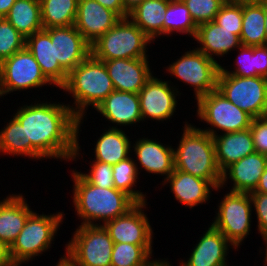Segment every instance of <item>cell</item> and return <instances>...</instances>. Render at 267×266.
I'll return each instance as SVG.
<instances>
[{"mask_svg": "<svg viewBox=\"0 0 267 266\" xmlns=\"http://www.w3.org/2000/svg\"><path fill=\"white\" fill-rule=\"evenodd\" d=\"M135 161H138L144 171L149 174H160L168 178L174 171V150L170 145H163V143L156 142L154 139L141 138L137 139L132 145Z\"/></svg>", "mask_w": 267, "mask_h": 266, "instance_id": "obj_23", "label": "cell"}, {"mask_svg": "<svg viewBox=\"0 0 267 266\" xmlns=\"http://www.w3.org/2000/svg\"><path fill=\"white\" fill-rule=\"evenodd\" d=\"M255 152L267 156V116L253 118L250 126Z\"/></svg>", "mask_w": 267, "mask_h": 266, "instance_id": "obj_41", "label": "cell"}, {"mask_svg": "<svg viewBox=\"0 0 267 266\" xmlns=\"http://www.w3.org/2000/svg\"><path fill=\"white\" fill-rule=\"evenodd\" d=\"M264 6V13H265V33L267 38V3L262 4Z\"/></svg>", "mask_w": 267, "mask_h": 266, "instance_id": "obj_52", "label": "cell"}, {"mask_svg": "<svg viewBox=\"0 0 267 266\" xmlns=\"http://www.w3.org/2000/svg\"><path fill=\"white\" fill-rule=\"evenodd\" d=\"M0 266H15L9 254V247L2 241H0Z\"/></svg>", "mask_w": 267, "mask_h": 266, "instance_id": "obj_44", "label": "cell"}, {"mask_svg": "<svg viewBox=\"0 0 267 266\" xmlns=\"http://www.w3.org/2000/svg\"><path fill=\"white\" fill-rule=\"evenodd\" d=\"M238 52L239 56H237L234 70L228 71L221 66L220 70L223 73L240 77L261 76L267 78V44L260 46L241 45Z\"/></svg>", "mask_w": 267, "mask_h": 266, "instance_id": "obj_30", "label": "cell"}, {"mask_svg": "<svg viewBox=\"0 0 267 266\" xmlns=\"http://www.w3.org/2000/svg\"><path fill=\"white\" fill-rule=\"evenodd\" d=\"M243 4H223L213 22L227 30H236L240 37L242 31Z\"/></svg>", "mask_w": 267, "mask_h": 266, "instance_id": "obj_39", "label": "cell"}, {"mask_svg": "<svg viewBox=\"0 0 267 266\" xmlns=\"http://www.w3.org/2000/svg\"><path fill=\"white\" fill-rule=\"evenodd\" d=\"M73 207L81 225H104L124 215L137 202L125 192L112 188H101L89 183L78 171L72 170ZM99 223H95V222ZM102 221V224L100 223Z\"/></svg>", "mask_w": 267, "mask_h": 266, "instance_id": "obj_2", "label": "cell"}, {"mask_svg": "<svg viewBox=\"0 0 267 266\" xmlns=\"http://www.w3.org/2000/svg\"><path fill=\"white\" fill-rule=\"evenodd\" d=\"M25 47L34 56L45 78L59 89L66 82L68 73L55 60L54 43L43 29L26 38Z\"/></svg>", "mask_w": 267, "mask_h": 266, "instance_id": "obj_22", "label": "cell"}, {"mask_svg": "<svg viewBox=\"0 0 267 266\" xmlns=\"http://www.w3.org/2000/svg\"><path fill=\"white\" fill-rule=\"evenodd\" d=\"M262 239L265 241L264 243L266 244V249H265V262H264V265L266 266L267 265V231L262 235Z\"/></svg>", "mask_w": 267, "mask_h": 266, "instance_id": "obj_51", "label": "cell"}, {"mask_svg": "<svg viewBox=\"0 0 267 266\" xmlns=\"http://www.w3.org/2000/svg\"><path fill=\"white\" fill-rule=\"evenodd\" d=\"M103 7L108 8L117 13L121 18H127L129 12L124 8L122 0H95Z\"/></svg>", "mask_w": 267, "mask_h": 266, "instance_id": "obj_43", "label": "cell"}, {"mask_svg": "<svg viewBox=\"0 0 267 266\" xmlns=\"http://www.w3.org/2000/svg\"><path fill=\"white\" fill-rule=\"evenodd\" d=\"M212 138L215 146L216 163L221 172L232 163L255 153L250 128L242 131L222 133L221 135L217 134Z\"/></svg>", "mask_w": 267, "mask_h": 266, "instance_id": "obj_25", "label": "cell"}, {"mask_svg": "<svg viewBox=\"0 0 267 266\" xmlns=\"http://www.w3.org/2000/svg\"><path fill=\"white\" fill-rule=\"evenodd\" d=\"M43 29L75 24L78 0H39Z\"/></svg>", "mask_w": 267, "mask_h": 266, "instance_id": "obj_32", "label": "cell"}, {"mask_svg": "<svg viewBox=\"0 0 267 266\" xmlns=\"http://www.w3.org/2000/svg\"><path fill=\"white\" fill-rule=\"evenodd\" d=\"M22 194H12L0 201V241L9 248L33 212Z\"/></svg>", "mask_w": 267, "mask_h": 266, "instance_id": "obj_26", "label": "cell"}, {"mask_svg": "<svg viewBox=\"0 0 267 266\" xmlns=\"http://www.w3.org/2000/svg\"><path fill=\"white\" fill-rule=\"evenodd\" d=\"M147 266H171L170 262L167 261V259H159L158 260L155 258L152 259V261L147 265Z\"/></svg>", "mask_w": 267, "mask_h": 266, "instance_id": "obj_48", "label": "cell"}, {"mask_svg": "<svg viewBox=\"0 0 267 266\" xmlns=\"http://www.w3.org/2000/svg\"><path fill=\"white\" fill-rule=\"evenodd\" d=\"M241 44L260 46L267 44L265 13L262 4L243 3Z\"/></svg>", "mask_w": 267, "mask_h": 266, "instance_id": "obj_31", "label": "cell"}, {"mask_svg": "<svg viewBox=\"0 0 267 266\" xmlns=\"http://www.w3.org/2000/svg\"><path fill=\"white\" fill-rule=\"evenodd\" d=\"M26 38L5 18H0V63L25 48Z\"/></svg>", "mask_w": 267, "mask_h": 266, "instance_id": "obj_37", "label": "cell"}, {"mask_svg": "<svg viewBox=\"0 0 267 266\" xmlns=\"http://www.w3.org/2000/svg\"><path fill=\"white\" fill-rule=\"evenodd\" d=\"M113 240L102 225H80L66 244L74 266H111Z\"/></svg>", "mask_w": 267, "mask_h": 266, "instance_id": "obj_7", "label": "cell"}, {"mask_svg": "<svg viewBox=\"0 0 267 266\" xmlns=\"http://www.w3.org/2000/svg\"><path fill=\"white\" fill-rule=\"evenodd\" d=\"M163 185L169 183L170 190L174 194V198L178 202L189 206V208L206 203L211 197V190L218 191L220 187L216 188L210 181L184 173L180 170L174 169L168 178L162 181Z\"/></svg>", "mask_w": 267, "mask_h": 266, "instance_id": "obj_21", "label": "cell"}, {"mask_svg": "<svg viewBox=\"0 0 267 266\" xmlns=\"http://www.w3.org/2000/svg\"><path fill=\"white\" fill-rule=\"evenodd\" d=\"M74 98L69 106L77 119V139L88 106L96 108L115 89L103 61L90 54L68 73L60 88ZM75 104V106H74ZM74 106V107H73Z\"/></svg>", "mask_w": 267, "mask_h": 266, "instance_id": "obj_3", "label": "cell"}, {"mask_svg": "<svg viewBox=\"0 0 267 266\" xmlns=\"http://www.w3.org/2000/svg\"><path fill=\"white\" fill-rule=\"evenodd\" d=\"M168 82L169 80L162 81L152 75L138 93L142 121L148 118L153 121H166L174 115L178 104L177 96L181 93L177 91V87L170 85L171 81Z\"/></svg>", "mask_w": 267, "mask_h": 266, "instance_id": "obj_13", "label": "cell"}, {"mask_svg": "<svg viewBox=\"0 0 267 266\" xmlns=\"http://www.w3.org/2000/svg\"><path fill=\"white\" fill-rule=\"evenodd\" d=\"M267 167V156L260 153H253L243 157L241 160L232 163L222 172L220 188H223L230 179L233 184L230 191L251 193L255 191L261 175Z\"/></svg>", "mask_w": 267, "mask_h": 266, "instance_id": "obj_19", "label": "cell"}, {"mask_svg": "<svg viewBox=\"0 0 267 266\" xmlns=\"http://www.w3.org/2000/svg\"><path fill=\"white\" fill-rule=\"evenodd\" d=\"M254 192L267 194V167L264 173L261 175L258 186Z\"/></svg>", "mask_w": 267, "mask_h": 266, "instance_id": "obj_46", "label": "cell"}, {"mask_svg": "<svg viewBox=\"0 0 267 266\" xmlns=\"http://www.w3.org/2000/svg\"><path fill=\"white\" fill-rule=\"evenodd\" d=\"M166 71L183 83L194 88L196 100L217 89L221 64L197 48L186 51L179 59L168 65Z\"/></svg>", "mask_w": 267, "mask_h": 266, "instance_id": "obj_11", "label": "cell"}, {"mask_svg": "<svg viewBox=\"0 0 267 266\" xmlns=\"http://www.w3.org/2000/svg\"><path fill=\"white\" fill-rule=\"evenodd\" d=\"M194 39L200 44L196 48L215 61L213 56L223 57L242 45L236 30H227L213 21L198 25Z\"/></svg>", "mask_w": 267, "mask_h": 266, "instance_id": "obj_24", "label": "cell"}, {"mask_svg": "<svg viewBox=\"0 0 267 266\" xmlns=\"http://www.w3.org/2000/svg\"><path fill=\"white\" fill-rule=\"evenodd\" d=\"M69 106L46 101L17 109L14 117L24 127L26 142H31V159L76 161L81 154L77 139L78 118Z\"/></svg>", "mask_w": 267, "mask_h": 266, "instance_id": "obj_1", "label": "cell"}, {"mask_svg": "<svg viewBox=\"0 0 267 266\" xmlns=\"http://www.w3.org/2000/svg\"><path fill=\"white\" fill-rule=\"evenodd\" d=\"M246 3L263 4V3H267V0H246Z\"/></svg>", "mask_w": 267, "mask_h": 266, "instance_id": "obj_53", "label": "cell"}, {"mask_svg": "<svg viewBox=\"0 0 267 266\" xmlns=\"http://www.w3.org/2000/svg\"><path fill=\"white\" fill-rule=\"evenodd\" d=\"M149 58L101 60L116 91L138 94L152 77Z\"/></svg>", "mask_w": 267, "mask_h": 266, "instance_id": "obj_16", "label": "cell"}, {"mask_svg": "<svg viewBox=\"0 0 267 266\" xmlns=\"http://www.w3.org/2000/svg\"><path fill=\"white\" fill-rule=\"evenodd\" d=\"M249 194L258 220V233L262 236L267 231V194L254 191Z\"/></svg>", "mask_w": 267, "mask_h": 266, "instance_id": "obj_42", "label": "cell"}, {"mask_svg": "<svg viewBox=\"0 0 267 266\" xmlns=\"http://www.w3.org/2000/svg\"><path fill=\"white\" fill-rule=\"evenodd\" d=\"M56 266H74V265L72 264V262L65 255H63L59 259V261L56 264Z\"/></svg>", "mask_w": 267, "mask_h": 266, "instance_id": "obj_49", "label": "cell"}, {"mask_svg": "<svg viewBox=\"0 0 267 266\" xmlns=\"http://www.w3.org/2000/svg\"><path fill=\"white\" fill-rule=\"evenodd\" d=\"M152 245L114 243L111 266H147L153 259Z\"/></svg>", "mask_w": 267, "mask_h": 266, "instance_id": "obj_36", "label": "cell"}, {"mask_svg": "<svg viewBox=\"0 0 267 266\" xmlns=\"http://www.w3.org/2000/svg\"><path fill=\"white\" fill-rule=\"evenodd\" d=\"M146 203H137L124 215L118 216L103 225L113 243L153 244V230L143 209L146 208Z\"/></svg>", "mask_w": 267, "mask_h": 266, "instance_id": "obj_14", "label": "cell"}, {"mask_svg": "<svg viewBox=\"0 0 267 266\" xmlns=\"http://www.w3.org/2000/svg\"><path fill=\"white\" fill-rule=\"evenodd\" d=\"M105 131V132H104ZM94 147L95 160L107 164H117L131 156L132 145L122 128L104 130Z\"/></svg>", "mask_w": 267, "mask_h": 266, "instance_id": "obj_28", "label": "cell"}, {"mask_svg": "<svg viewBox=\"0 0 267 266\" xmlns=\"http://www.w3.org/2000/svg\"><path fill=\"white\" fill-rule=\"evenodd\" d=\"M136 163L137 162L130 156L112 165L114 185L116 189L125 192L137 203L147 202L146 194L133 189V187L136 186L137 179H139L138 174L140 175V172L138 169H142L138 167Z\"/></svg>", "mask_w": 267, "mask_h": 266, "instance_id": "obj_35", "label": "cell"}, {"mask_svg": "<svg viewBox=\"0 0 267 266\" xmlns=\"http://www.w3.org/2000/svg\"><path fill=\"white\" fill-rule=\"evenodd\" d=\"M64 214L44 215L33 211L27 218L25 225L11 247L9 254L15 266L29 262L51 248L52 241L60 229Z\"/></svg>", "mask_w": 267, "mask_h": 266, "instance_id": "obj_6", "label": "cell"}, {"mask_svg": "<svg viewBox=\"0 0 267 266\" xmlns=\"http://www.w3.org/2000/svg\"><path fill=\"white\" fill-rule=\"evenodd\" d=\"M52 85L40 66L25 47L0 63V93L3 97L13 91H22Z\"/></svg>", "mask_w": 267, "mask_h": 266, "instance_id": "obj_12", "label": "cell"}, {"mask_svg": "<svg viewBox=\"0 0 267 266\" xmlns=\"http://www.w3.org/2000/svg\"><path fill=\"white\" fill-rule=\"evenodd\" d=\"M197 25L182 0H170L164 19V36L176 33L187 34L193 39L197 33Z\"/></svg>", "mask_w": 267, "mask_h": 266, "instance_id": "obj_34", "label": "cell"}, {"mask_svg": "<svg viewBox=\"0 0 267 266\" xmlns=\"http://www.w3.org/2000/svg\"><path fill=\"white\" fill-rule=\"evenodd\" d=\"M0 153L31 158V142H26L24 127L14 116L0 130Z\"/></svg>", "mask_w": 267, "mask_h": 266, "instance_id": "obj_33", "label": "cell"}, {"mask_svg": "<svg viewBox=\"0 0 267 266\" xmlns=\"http://www.w3.org/2000/svg\"><path fill=\"white\" fill-rule=\"evenodd\" d=\"M5 19L25 38L43 30L39 0H16Z\"/></svg>", "mask_w": 267, "mask_h": 266, "instance_id": "obj_29", "label": "cell"}, {"mask_svg": "<svg viewBox=\"0 0 267 266\" xmlns=\"http://www.w3.org/2000/svg\"><path fill=\"white\" fill-rule=\"evenodd\" d=\"M197 118L211 126L201 129L212 137L250 128L252 117L226 99L217 89L197 99Z\"/></svg>", "mask_w": 267, "mask_h": 266, "instance_id": "obj_9", "label": "cell"}, {"mask_svg": "<svg viewBox=\"0 0 267 266\" xmlns=\"http://www.w3.org/2000/svg\"><path fill=\"white\" fill-rule=\"evenodd\" d=\"M121 17L95 0H78L75 28L92 45L110 30Z\"/></svg>", "mask_w": 267, "mask_h": 266, "instance_id": "obj_17", "label": "cell"}, {"mask_svg": "<svg viewBox=\"0 0 267 266\" xmlns=\"http://www.w3.org/2000/svg\"><path fill=\"white\" fill-rule=\"evenodd\" d=\"M54 43L55 60L69 73L91 54V45L74 25L44 29Z\"/></svg>", "mask_w": 267, "mask_h": 266, "instance_id": "obj_15", "label": "cell"}, {"mask_svg": "<svg viewBox=\"0 0 267 266\" xmlns=\"http://www.w3.org/2000/svg\"><path fill=\"white\" fill-rule=\"evenodd\" d=\"M95 110L114 124L110 128H118L115 124L131 126L142 121L139 94L131 92L114 90Z\"/></svg>", "mask_w": 267, "mask_h": 266, "instance_id": "obj_20", "label": "cell"}, {"mask_svg": "<svg viewBox=\"0 0 267 266\" xmlns=\"http://www.w3.org/2000/svg\"><path fill=\"white\" fill-rule=\"evenodd\" d=\"M152 42L129 17L121 18L91 45V54L98 60L148 58Z\"/></svg>", "mask_w": 267, "mask_h": 266, "instance_id": "obj_5", "label": "cell"}, {"mask_svg": "<svg viewBox=\"0 0 267 266\" xmlns=\"http://www.w3.org/2000/svg\"><path fill=\"white\" fill-rule=\"evenodd\" d=\"M16 0H0V18H5Z\"/></svg>", "mask_w": 267, "mask_h": 266, "instance_id": "obj_45", "label": "cell"}, {"mask_svg": "<svg viewBox=\"0 0 267 266\" xmlns=\"http://www.w3.org/2000/svg\"><path fill=\"white\" fill-rule=\"evenodd\" d=\"M170 0H144L129 12V18L153 41L164 35V19Z\"/></svg>", "mask_w": 267, "mask_h": 266, "instance_id": "obj_27", "label": "cell"}, {"mask_svg": "<svg viewBox=\"0 0 267 266\" xmlns=\"http://www.w3.org/2000/svg\"><path fill=\"white\" fill-rule=\"evenodd\" d=\"M217 215L211 223L236 248L250 234L252 200L249 193H226L218 204Z\"/></svg>", "mask_w": 267, "mask_h": 266, "instance_id": "obj_10", "label": "cell"}, {"mask_svg": "<svg viewBox=\"0 0 267 266\" xmlns=\"http://www.w3.org/2000/svg\"><path fill=\"white\" fill-rule=\"evenodd\" d=\"M89 173L79 172L89 183L101 188L115 187L113 180L112 165L99 161H90Z\"/></svg>", "mask_w": 267, "mask_h": 266, "instance_id": "obj_40", "label": "cell"}, {"mask_svg": "<svg viewBox=\"0 0 267 266\" xmlns=\"http://www.w3.org/2000/svg\"><path fill=\"white\" fill-rule=\"evenodd\" d=\"M217 90L252 118L267 114V78L240 77L219 71Z\"/></svg>", "mask_w": 267, "mask_h": 266, "instance_id": "obj_8", "label": "cell"}, {"mask_svg": "<svg viewBox=\"0 0 267 266\" xmlns=\"http://www.w3.org/2000/svg\"><path fill=\"white\" fill-rule=\"evenodd\" d=\"M224 4H229V3H233V4H243L246 3V0H221Z\"/></svg>", "mask_w": 267, "mask_h": 266, "instance_id": "obj_50", "label": "cell"}, {"mask_svg": "<svg viewBox=\"0 0 267 266\" xmlns=\"http://www.w3.org/2000/svg\"><path fill=\"white\" fill-rule=\"evenodd\" d=\"M144 0H122L124 8L130 12L138 4L142 3Z\"/></svg>", "mask_w": 267, "mask_h": 266, "instance_id": "obj_47", "label": "cell"}, {"mask_svg": "<svg viewBox=\"0 0 267 266\" xmlns=\"http://www.w3.org/2000/svg\"><path fill=\"white\" fill-rule=\"evenodd\" d=\"M179 146L174 150V167L184 173L210 181L220 187L222 172L219 170L213 138L191 123L183 127Z\"/></svg>", "mask_w": 267, "mask_h": 266, "instance_id": "obj_4", "label": "cell"}, {"mask_svg": "<svg viewBox=\"0 0 267 266\" xmlns=\"http://www.w3.org/2000/svg\"><path fill=\"white\" fill-rule=\"evenodd\" d=\"M190 12L191 18L198 26L211 22L224 4L221 0H182Z\"/></svg>", "mask_w": 267, "mask_h": 266, "instance_id": "obj_38", "label": "cell"}, {"mask_svg": "<svg viewBox=\"0 0 267 266\" xmlns=\"http://www.w3.org/2000/svg\"><path fill=\"white\" fill-rule=\"evenodd\" d=\"M236 249L225 236L212 224L190 253V257L182 260L180 266H229L227 255L229 247ZM185 261V262H183Z\"/></svg>", "mask_w": 267, "mask_h": 266, "instance_id": "obj_18", "label": "cell"}]
</instances>
